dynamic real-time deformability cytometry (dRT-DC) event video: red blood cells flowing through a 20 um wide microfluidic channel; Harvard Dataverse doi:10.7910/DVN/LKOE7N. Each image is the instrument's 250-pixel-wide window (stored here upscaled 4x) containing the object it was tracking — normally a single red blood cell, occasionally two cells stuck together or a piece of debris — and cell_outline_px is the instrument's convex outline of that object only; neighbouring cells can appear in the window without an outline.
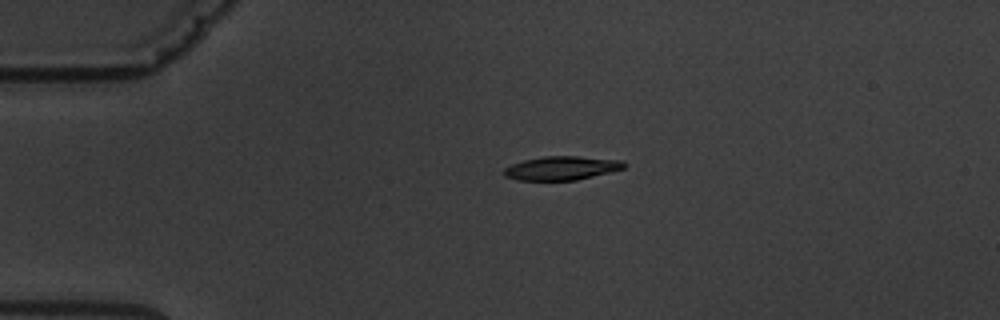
{"species": "common noctule bat (a hibernating species)", "species_latin": "Nyctalus noctula", "temperature_condition": "warm", "stored_images_in_passage": 6, "camera_frame_rate_fps": 3000, "um_per_image_px": 0.085, "animal": {"sex": "male", "body_mass_g": 19.5, "forearm_length_mm": 54.6}, "frame": {"image": 1, "passage_image": 2, "time_ms": 3.333, "image_size_px": [1000, 320], "cell_outline_px": [[628, 164], [624, 168], [612, 172], [576, 180], [516, 180], [504, 176], [504, 168], [512, 164], [524, 160], [544, 156], [576, 156], [620, 160]], "centroid_in_image_um": [47.75, 14.29], "position_along_channel_um": 37.3, "area_um2": 16.65}}
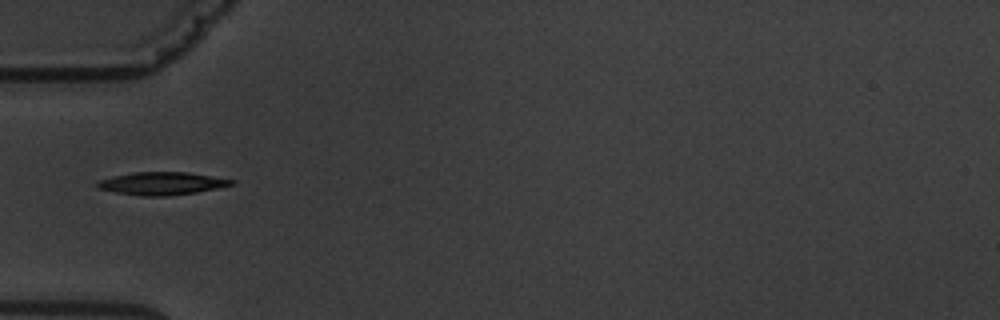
{"frame": {"image": 2, "passage_image": 4, "time_ms": 5.333, "image_size_px": [1000, 320], "cell_outline_px": [[236, 184], [196, 192], [168, 196], [140, 196], [116, 192], [100, 188], [92, 184], [96, 180], [112, 176], [132, 172], [188, 172], [236, 180]], "centroid_in_image_um": [13.72, 15.58], "position_along_channel_um": 71.3, "area_um2": 17.98}}